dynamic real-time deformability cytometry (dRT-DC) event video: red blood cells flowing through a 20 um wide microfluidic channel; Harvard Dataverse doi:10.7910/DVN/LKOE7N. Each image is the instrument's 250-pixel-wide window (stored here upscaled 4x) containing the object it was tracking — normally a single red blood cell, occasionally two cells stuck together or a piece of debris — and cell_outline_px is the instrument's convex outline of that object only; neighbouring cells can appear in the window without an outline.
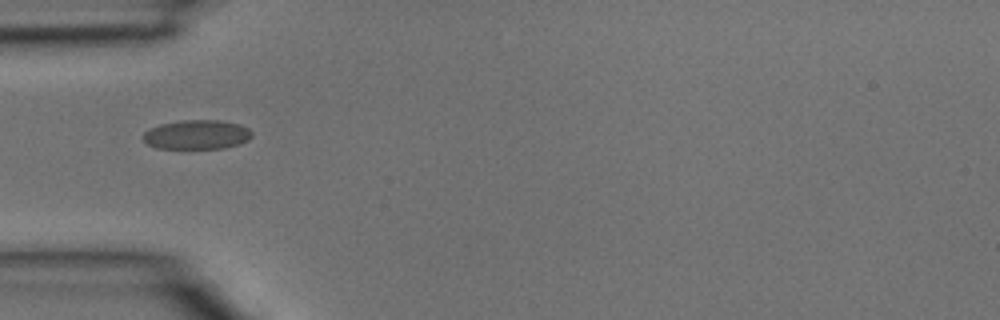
{"species": "common noctule bat (a hibernating species)", "species_latin": "Nyctalus noctula", "temperature_condition": "room temperature", "stored_images_in_passage": 2, "camera_frame_rate_fps": 3000, "um_per_image_px": 0.085, "animal": {"sex": "male", "body_mass_g": 15.6}, "frame": {"image": 1, "passage_image": 1, "time_ms": 0.0, "image_size_px": [1000, 320], "cell_outline_px": [[252, 136], [248, 140], [240, 144], [224, 148], [156, 148], [148, 144], [144, 140], [144, 132], [160, 124], [180, 120], [220, 120], [240, 124], [248, 128], [252, 132]], "centroid_in_image_um": [16.77, 11.44], "position_along_channel_um": 68.2, "area_um2": 18.55}}